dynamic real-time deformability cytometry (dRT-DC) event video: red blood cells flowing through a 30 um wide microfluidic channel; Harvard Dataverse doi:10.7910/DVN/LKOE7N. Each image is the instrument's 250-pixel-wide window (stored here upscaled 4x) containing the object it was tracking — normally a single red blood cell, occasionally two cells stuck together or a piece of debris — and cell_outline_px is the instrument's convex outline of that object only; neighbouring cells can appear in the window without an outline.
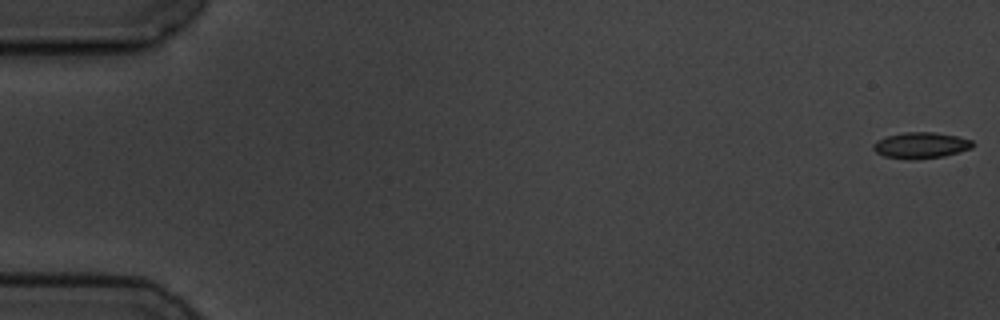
{"species": "common noctule bat (a hibernating species)", "species_latin": "Nyctalus noctula", "temperature_condition": "cold", "stored_images_in_passage": 6, "camera_frame_rate_fps": 3000, "um_per_image_px": 0.085, "animal": {"sex": "male", "body_mass_g": 19.5, "forearm_length_mm": 54.6}, "frame": {"image": 1, "passage_image": 1, "time_ms": 0.0, "image_size_px": [1000, 320], "cell_outline_px": [[976, 144], [972, 148], [960, 152], [944, 156], [916, 160], [908, 160], [884, 156], [876, 152], [872, 148], [872, 144], [876, 140], [888, 136], [904, 132], [936, 132], [956, 136], [972, 140]], "centroid_in_image_um": [78.28, 12.36], "position_along_channel_um": 6.7, "area_um2": 15.37}}
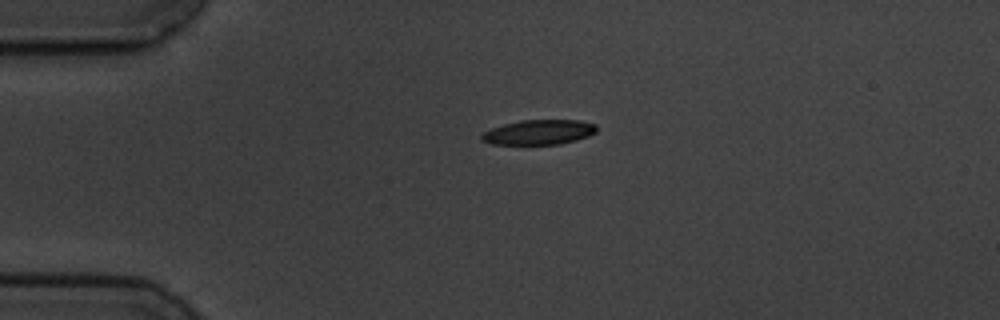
{"frame": {"image": 2, "passage_image": 6, "time_ms": 6.667, "image_size_px": [1000, 320], "cell_outline_px": [[596, 132], [588, 136], [576, 140], [560, 144], [492, 144], [480, 140], [480, 136], [484, 132], [492, 128], [504, 124], [520, 120], [580, 120], [596, 124]], "centroid_in_image_um": [45.8, 11.23], "position_along_channel_um": 39.2, "area_um2": 16.65}}